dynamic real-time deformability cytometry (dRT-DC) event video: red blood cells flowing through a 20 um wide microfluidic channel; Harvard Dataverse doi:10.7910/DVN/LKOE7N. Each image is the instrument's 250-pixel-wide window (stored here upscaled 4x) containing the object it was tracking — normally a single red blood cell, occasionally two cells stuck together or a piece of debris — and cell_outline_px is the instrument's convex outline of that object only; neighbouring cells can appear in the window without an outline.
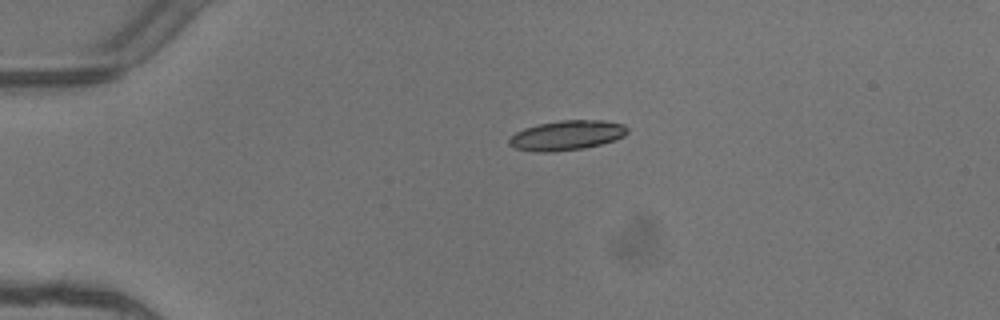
{"species": "common noctule bat (a hibernating species)", "species_latin": "Nyctalus noctula", "temperature_condition": "warm", "stored_images_in_passage": 2, "camera_frame_rate_fps": 3000, "um_per_image_px": 0.085, "animal": {"sex": "female"}, "frame": {"image": 1, "passage_image": 1, "time_ms": 0.0, "image_size_px": [1000, 320], "cell_outline_px": [[628, 132], [624, 136], [616, 140], [584, 148], [552, 152], [536, 152], [516, 148], [508, 144], [508, 136], [524, 128], [536, 124], [560, 120], [604, 120], [624, 124], [628, 128]], "centroid_in_image_um": [48.16, 11.49], "position_along_channel_um": 36.8, "area_um2": 20.75}}